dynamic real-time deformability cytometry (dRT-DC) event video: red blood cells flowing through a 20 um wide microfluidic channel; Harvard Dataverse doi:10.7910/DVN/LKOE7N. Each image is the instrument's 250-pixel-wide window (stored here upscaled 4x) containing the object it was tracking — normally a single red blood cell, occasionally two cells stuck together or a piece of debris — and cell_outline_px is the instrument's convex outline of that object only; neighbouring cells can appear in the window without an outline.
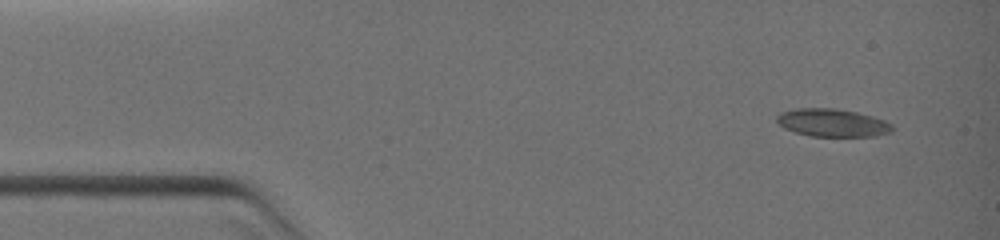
{"species": "common noctule bat (a hibernating species)", "species_latin": "Nyctalus noctula", "temperature_condition": "warm", "stored_images_in_passage": 8, "camera_frame_rate_fps": 3000, "um_per_image_px": 0.085, "animal": {"sex": "female", "body_mass_g": 19.0, "forearm_length_mm": 51.5}, "frame": {"image": 1, "passage_image": 1, "time_ms": 0.0, "image_size_px": [1000, 240], "cell_outline_px": [[892, 132], [876, 136], [812, 136], [796, 132], [784, 128], [776, 120], [776, 116], [780, 112], [796, 108], [836, 108], [856, 112], [872, 116], [884, 120], [892, 124]], "centroid_in_image_um": [70.75, 10.43], "position_along_channel_um": 14.2, "area_um2": 18.73}}
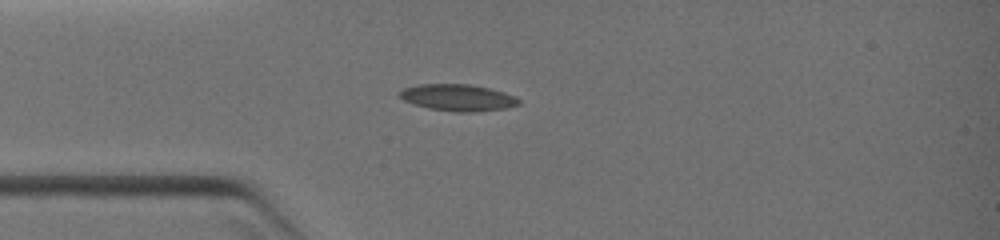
{"frame": {"image": 2, "passage_image": 5, "time_ms": 2.333, "image_size_px": [1000, 240], "cell_outline_px": [[520, 104], [508, 108], [476, 112], [452, 112], [428, 108], [404, 100], [396, 92], [404, 88], [420, 84], [468, 84], [488, 88], [504, 92], [516, 96], [520, 100]], "centroid_in_image_um": [38.94, 8.3], "position_along_channel_um": 46.1, "area_um2": 18.61}}
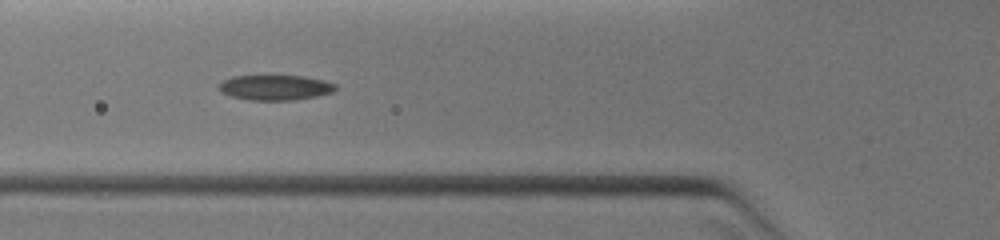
{"frame": {"image": 3, "passage_image": 7, "time_ms": 3.667, "image_size_px": [1000, 240], "cell_outline_px": [[336, 88], [332, 92], [316, 96], [296, 100], [248, 100], [232, 96], [220, 92], [216, 88], [224, 80], [232, 76], [304, 76], [324, 80], [336, 84]], "centroid_in_image_um": [23.38, 7.44], "position_along_channel_um": 102.4, "area_um2": 17.11}}